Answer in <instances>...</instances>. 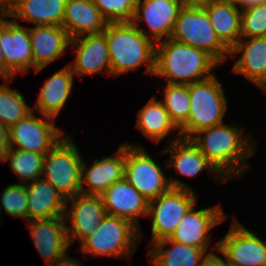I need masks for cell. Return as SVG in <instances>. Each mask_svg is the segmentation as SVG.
<instances>
[{
  "label": "cell",
  "instance_id": "42",
  "mask_svg": "<svg viewBox=\"0 0 266 266\" xmlns=\"http://www.w3.org/2000/svg\"><path fill=\"white\" fill-rule=\"evenodd\" d=\"M182 6H197L202 7L207 5L211 0H179Z\"/></svg>",
  "mask_w": 266,
  "mask_h": 266
},
{
  "label": "cell",
  "instance_id": "9",
  "mask_svg": "<svg viewBox=\"0 0 266 266\" xmlns=\"http://www.w3.org/2000/svg\"><path fill=\"white\" fill-rule=\"evenodd\" d=\"M194 190L170 188L149 201L148 216L152 217L151 244L170 238L188 210L196 204Z\"/></svg>",
  "mask_w": 266,
  "mask_h": 266
},
{
  "label": "cell",
  "instance_id": "2",
  "mask_svg": "<svg viewBox=\"0 0 266 266\" xmlns=\"http://www.w3.org/2000/svg\"><path fill=\"white\" fill-rule=\"evenodd\" d=\"M219 64L205 51L168 38L156 43L154 75L169 84L189 85L214 75Z\"/></svg>",
  "mask_w": 266,
  "mask_h": 266
},
{
  "label": "cell",
  "instance_id": "3",
  "mask_svg": "<svg viewBox=\"0 0 266 266\" xmlns=\"http://www.w3.org/2000/svg\"><path fill=\"white\" fill-rule=\"evenodd\" d=\"M108 43L111 76L136 71L142 65L154 76L155 46L132 22H109L102 32Z\"/></svg>",
  "mask_w": 266,
  "mask_h": 266
},
{
  "label": "cell",
  "instance_id": "31",
  "mask_svg": "<svg viewBox=\"0 0 266 266\" xmlns=\"http://www.w3.org/2000/svg\"><path fill=\"white\" fill-rule=\"evenodd\" d=\"M10 81L0 84V122L8 128L33 111L23 94L8 86Z\"/></svg>",
  "mask_w": 266,
  "mask_h": 266
},
{
  "label": "cell",
  "instance_id": "43",
  "mask_svg": "<svg viewBox=\"0 0 266 266\" xmlns=\"http://www.w3.org/2000/svg\"><path fill=\"white\" fill-rule=\"evenodd\" d=\"M217 2H221V3H229V4H234V5H238L239 0H214Z\"/></svg>",
  "mask_w": 266,
  "mask_h": 266
},
{
  "label": "cell",
  "instance_id": "40",
  "mask_svg": "<svg viewBox=\"0 0 266 266\" xmlns=\"http://www.w3.org/2000/svg\"><path fill=\"white\" fill-rule=\"evenodd\" d=\"M201 266H228L217 254L211 255Z\"/></svg>",
  "mask_w": 266,
  "mask_h": 266
},
{
  "label": "cell",
  "instance_id": "11",
  "mask_svg": "<svg viewBox=\"0 0 266 266\" xmlns=\"http://www.w3.org/2000/svg\"><path fill=\"white\" fill-rule=\"evenodd\" d=\"M235 219L226 236L211 250L223 254L228 266H266V243Z\"/></svg>",
  "mask_w": 266,
  "mask_h": 266
},
{
  "label": "cell",
  "instance_id": "36",
  "mask_svg": "<svg viewBox=\"0 0 266 266\" xmlns=\"http://www.w3.org/2000/svg\"><path fill=\"white\" fill-rule=\"evenodd\" d=\"M10 148L8 127L0 122V158L2 159L5 153Z\"/></svg>",
  "mask_w": 266,
  "mask_h": 266
},
{
  "label": "cell",
  "instance_id": "6",
  "mask_svg": "<svg viewBox=\"0 0 266 266\" xmlns=\"http://www.w3.org/2000/svg\"><path fill=\"white\" fill-rule=\"evenodd\" d=\"M170 38L208 53L218 64L227 60L231 50L219 39L203 7L183 6Z\"/></svg>",
  "mask_w": 266,
  "mask_h": 266
},
{
  "label": "cell",
  "instance_id": "41",
  "mask_svg": "<svg viewBox=\"0 0 266 266\" xmlns=\"http://www.w3.org/2000/svg\"><path fill=\"white\" fill-rule=\"evenodd\" d=\"M264 3H266V0H239L237 6L242 11L247 8L253 7L255 5L264 4Z\"/></svg>",
  "mask_w": 266,
  "mask_h": 266
},
{
  "label": "cell",
  "instance_id": "25",
  "mask_svg": "<svg viewBox=\"0 0 266 266\" xmlns=\"http://www.w3.org/2000/svg\"><path fill=\"white\" fill-rule=\"evenodd\" d=\"M74 73L69 65L54 73L45 80L40 88L36 104L32 110L40 115L56 119L72 91Z\"/></svg>",
  "mask_w": 266,
  "mask_h": 266
},
{
  "label": "cell",
  "instance_id": "16",
  "mask_svg": "<svg viewBox=\"0 0 266 266\" xmlns=\"http://www.w3.org/2000/svg\"><path fill=\"white\" fill-rule=\"evenodd\" d=\"M26 223L31 239L47 266L67 254L70 243L64 216L37 219Z\"/></svg>",
  "mask_w": 266,
  "mask_h": 266
},
{
  "label": "cell",
  "instance_id": "29",
  "mask_svg": "<svg viewBox=\"0 0 266 266\" xmlns=\"http://www.w3.org/2000/svg\"><path fill=\"white\" fill-rule=\"evenodd\" d=\"M136 126L146 138L156 143H160L170 132L179 130L161 100L155 97L138 111Z\"/></svg>",
  "mask_w": 266,
  "mask_h": 266
},
{
  "label": "cell",
  "instance_id": "13",
  "mask_svg": "<svg viewBox=\"0 0 266 266\" xmlns=\"http://www.w3.org/2000/svg\"><path fill=\"white\" fill-rule=\"evenodd\" d=\"M106 215L101 196L78 194L67 199L64 218L70 222L66 226L70 246L74 239L81 243L92 235Z\"/></svg>",
  "mask_w": 266,
  "mask_h": 266
},
{
  "label": "cell",
  "instance_id": "1",
  "mask_svg": "<svg viewBox=\"0 0 266 266\" xmlns=\"http://www.w3.org/2000/svg\"><path fill=\"white\" fill-rule=\"evenodd\" d=\"M244 129L219 124L195 133L190 140L199 151L227 179L243 177L248 170V158L255 153L256 143L252 135H244ZM253 137V138H252Z\"/></svg>",
  "mask_w": 266,
  "mask_h": 266
},
{
  "label": "cell",
  "instance_id": "18",
  "mask_svg": "<svg viewBox=\"0 0 266 266\" xmlns=\"http://www.w3.org/2000/svg\"><path fill=\"white\" fill-rule=\"evenodd\" d=\"M107 214L131 221L140 229L139 216H148L149 200L124 177L100 195Z\"/></svg>",
  "mask_w": 266,
  "mask_h": 266
},
{
  "label": "cell",
  "instance_id": "32",
  "mask_svg": "<svg viewBox=\"0 0 266 266\" xmlns=\"http://www.w3.org/2000/svg\"><path fill=\"white\" fill-rule=\"evenodd\" d=\"M171 121L180 129L186 122L190 111L189 85H165L164 99L161 100Z\"/></svg>",
  "mask_w": 266,
  "mask_h": 266
},
{
  "label": "cell",
  "instance_id": "4",
  "mask_svg": "<svg viewBox=\"0 0 266 266\" xmlns=\"http://www.w3.org/2000/svg\"><path fill=\"white\" fill-rule=\"evenodd\" d=\"M141 229L131 221L107 214L94 233L85 238L79 247L81 254L130 259L141 243Z\"/></svg>",
  "mask_w": 266,
  "mask_h": 266
},
{
  "label": "cell",
  "instance_id": "8",
  "mask_svg": "<svg viewBox=\"0 0 266 266\" xmlns=\"http://www.w3.org/2000/svg\"><path fill=\"white\" fill-rule=\"evenodd\" d=\"M72 137H62L44 156L42 178L66 199L81 194L83 158Z\"/></svg>",
  "mask_w": 266,
  "mask_h": 266
},
{
  "label": "cell",
  "instance_id": "28",
  "mask_svg": "<svg viewBox=\"0 0 266 266\" xmlns=\"http://www.w3.org/2000/svg\"><path fill=\"white\" fill-rule=\"evenodd\" d=\"M67 0H19L10 17L35 25L61 26Z\"/></svg>",
  "mask_w": 266,
  "mask_h": 266
},
{
  "label": "cell",
  "instance_id": "14",
  "mask_svg": "<svg viewBox=\"0 0 266 266\" xmlns=\"http://www.w3.org/2000/svg\"><path fill=\"white\" fill-rule=\"evenodd\" d=\"M195 207L194 204L188 210L170 239L185 245L203 248L207 252L211 242L209 232L213 227L222 223L227 216L220 204L199 210Z\"/></svg>",
  "mask_w": 266,
  "mask_h": 266
},
{
  "label": "cell",
  "instance_id": "15",
  "mask_svg": "<svg viewBox=\"0 0 266 266\" xmlns=\"http://www.w3.org/2000/svg\"><path fill=\"white\" fill-rule=\"evenodd\" d=\"M0 16V46L6 67L15 75L25 74L33 67V52L29 27L19 21Z\"/></svg>",
  "mask_w": 266,
  "mask_h": 266
},
{
  "label": "cell",
  "instance_id": "19",
  "mask_svg": "<svg viewBox=\"0 0 266 266\" xmlns=\"http://www.w3.org/2000/svg\"><path fill=\"white\" fill-rule=\"evenodd\" d=\"M70 43L76 48V58L68 64L74 75L79 77L105 70L103 73L111 76L108 43L103 33L79 36Z\"/></svg>",
  "mask_w": 266,
  "mask_h": 266
},
{
  "label": "cell",
  "instance_id": "33",
  "mask_svg": "<svg viewBox=\"0 0 266 266\" xmlns=\"http://www.w3.org/2000/svg\"><path fill=\"white\" fill-rule=\"evenodd\" d=\"M0 204L4 211L14 218H24L25 223L27 222V190L26 184H11L3 190L0 196ZM0 205V215H1Z\"/></svg>",
  "mask_w": 266,
  "mask_h": 266
},
{
  "label": "cell",
  "instance_id": "24",
  "mask_svg": "<svg viewBox=\"0 0 266 266\" xmlns=\"http://www.w3.org/2000/svg\"><path fill=\"white\" fill-rule=\"evenodd\" d=\"M27 221L64 216L66 198L47 180L40 178L26 184Z\"/></svg>",
  "mask_w": 266,
  "mask_h": 266
},
{
  "label": "cell",
  "instance_id": "22",
  "mask_svg": "<svg viewBox=\"0 0 266 266\" xmlns=\"http://www.w3.org/2000/svg\"><path fill=\"white\" fill-rule=\"evenodd\" d=\"M237 53L241 56L232 72L244 76L262 90L266 85V37L240 38L230 56L234 58Z\"/></svg>",
  "mask_w": 266,
  "mask_h": 266
},
{
  "label": "cell",
  "instance_id": "7",
  "mask_svg": "<svg viewBox=\"0 0 266 266\" xmlns=\"http://www.w3.org/2000/svg\"><path fill=\"white\" fill-rule=\"evenodd\" d=\"M124 177L149 201L170 188L193 190L179 179H168L152 156L143 147L132 143H125Z\"/></svg>",
  "mask_w": 266,
  "mask_h": 266
},
{
  "label": "cell",
  "instance_id": "39",
  "mask_svg": "<svg viewBox=\"0 0 266 266\" xmlns=\"http://www.w3.org/2000/svg\"><path fill=\"white\" fill-rule=\"evenodd\" d=\"M0 76L4 80H13L14 74L6 67L2 49L0 46Z\"/></svg>",
  "mask_w": 266,
  "mask_h": 266
},
{
  "label": "cell",
  "instance_id": "10",
  "mask_svg": "<svg viewBox=\"0 0 266 266\" xmlns=\"http://www.w3.org/2000/svg\"><path fill=\"white\" fill-rule=\"evenodd\" d=\"M37 117L33 111L8 128L10 148L46 155L64 136L55 126V119L46 115Z\"/></svg>",
  "mask_w": 266,
  "mask_h": 266
},
{
  "label": "cell",
  "instance_id": "23",
  "mask_svg": "<svg viewBox=\"0 0 266 266\" xmlns=\"http://www.w3.org/2000/svg\"><path fill=\"white\" fill-rule=\"evenodd\" d=\"M93 0H67L62 27L71 39L83 35L100 34L107 27Z\"/></svg>",
  "mask_w": 266,
  "mask_h": 266
},
{
  "label": "cell",
  "instance_id": "12",
  "mask_svg": "<svg viewBox=\"0 0 266 266\" xmlns=\"http://www.w3.org/2000/svg\"><path fill=\"white\" fill-rule=\"evenodd\" d=\"M182 7L179 0H138L131 22L156 44L170 38ZM141 21L148 25L150 32L141 28Z\"/></svg>",
  "mask_w": 266,
  "mask_h": 266
},
{
  "label": "cell",
  "instance_id": "44",
  "mask_svg": "<svg viewBox=\"0 0 266 266\" xmlns=\"http://www.w3.org/2000/svg\"><path fill=\"white\" fill-rule=\"evenodd\" d=\"M262 91L265 93L266 92V85H265V87L262 89Z\"/></svg>",
  "mask_w": 266,
  "mask_h": 266
},
{
  "label": "cell",
  "instance_id": "30",
  "mask_svg": "<svg viewBox=\"0 0 266 266\" xmlns=\"http://www.w3.org/2000/svg\"><path fill=\"white\" fill-rule=\"evenodd\" d=\"M44 156L36 152L9 148L1 162L9 160L11 171L17 174L21 184H28L42 178Z\"/></svg>",
  "mask_w": 266,
  "mask_h": 266
},
{
  "label": "cell",
  "instance_id": "38",
  "mask_svg": "<svg viewBox=\"0 0 266 266\" xmlns=\"http://www.w3.org/2000/svg\"><path fill=\"white\" fill-rule=\"evenodd\" d=\"M68 255L69 254L67 253L64 257L58 259L53 264H50L48 266H82V263H80V261Z\"/></svg>",
  "mask_w": 266,
  "mask_h": 266
},
{
  "label": "cell",
  "instance_id": "35",
  "mask_svg": "<svg viewBox=\"0 0 266 266\" xmlns=\"http://www.w3.org/2000/svg\"><path fill=\"white\" fill-rule=\"evenodd\" d=\"M107 22H131L138 0H93Z\"/></svg>",
  "mask_w": 266,
  "mask_h": 266
},
{
  "label": "cell",
  "instance_id": "27",
  "mask_svg": "<svg viewBox=\"0 0 266 266\" xmlns=\"http://www.w3.org/2000/svg\"><path fill=\"white\" fill-rule=\"evenodd\" d=\"M202 7L219 39L231 50L241 38V10L239 7L214 0Z\"/></svg>",
  "mask_w": 266,
  "mask_h": 266
},
{
  "label": "cell",
  "instance_id": "26",
  "mask_svg": "<svg viewBox=\"0 0 266 266\" xmlns=\"http://www.w3.org/2000/svg\"><path fill=\"white\" fill-rule=\"evenodd\" d=\"M167 244L172 246L164 249ZM148 252L150 266H201L209 256L216 254L213 251L207 253L203 248L175 242L170 238L152 244Z\"/></svg>",
  "mask_w": 266,
  "mask_h": 266
},
{
  "label": "cell",
  "instance_id": "5",
  "mask_svg": "<svg viewBox=\"0 0 266 266\" xmlns=\"http://www.w3.org/2000/svg\"><path fill=\"white\" fill-rule=\"evenodd\" d=\"M189 97V116L179 129L181 138L190 139L200 130L224 123L228 103L215 74L206 80L189 84Z\"/></svg>",
  "mask_w": 266,
  "mask_h": 266
},
{
  "label": "cell",
  "instance_id": "20",
  "mask_svg": "<svg viewBox=\"0 0 266 266\" xmlns=\"http://www.w3.org/2000/svg\"><path fill=\"white\" fill-rule=\"evenodd\" d=\"M170 153L165 167L174 168L183 177H196L204 170L212 173L220 180V183L227 182V179L217 170V168L199 151L198 147L187 138L178 137L168 143V147L160 152Z\"/></svg>",
  "mask_w": 266,
  "mask_h": 266
},
{
  "label": "cell",
  "instance_id": "34",
  "mask_svg": "<svg viewBox=\"0 0 266 266\" xmlns=\"http://www.w3.org/2000/svg\"><path fill=\"white\" fill-rule=\"evenodd\" d=\"M266 37V3L241 11V38Z\"/></svg>",
  "mask_w": 266,
  "mask_h": 266
},
{
  "label": "cell",
  "instance_id": "21",
  "mask_svg": "<svg viewBox=\"0 0 266 266\" xmlns=\"http://www.w3.org/2000/svg\"><path fill=\"white\" fill-rule=\"evenodd\" d=\"M33 52V68L37 73L58 60L70 44L68 32L61 26L36 25L29 27Z\"/></svg>",
  "mask_w": 266,
  "mask_h": 266
},
{
  "label": "cell",
  "instance_id": "17",
  "mask_svg": "<svg viewBox=\"0 0 266 266\" xmlns=\"http://www.w3.org/2000/svg\"><path fill=\"white\" fill-rule=\"evenodd\" d=\"M116 153L102 160L95 159L90 167L83 160L81 194L100 196L112 184L124 178L125 144H121Z\"/></svg>",
  "mask_w": 266,
  "mask_h": 266
},
{
  "label": "cell",
  "instance_id": "37",
  "mask_svg": "<svg viewBox=\"0 0 266 266\" xmlns=\"http://www.w3.org/2000/svg\"><path fill=\"white\" fill-rule=\"evenodd\" d=\"M19 0H0V16H8L17 9Z\"/></svg>",
  "mask_w": 266,
  "mask_h": 266
}]
</instances>
